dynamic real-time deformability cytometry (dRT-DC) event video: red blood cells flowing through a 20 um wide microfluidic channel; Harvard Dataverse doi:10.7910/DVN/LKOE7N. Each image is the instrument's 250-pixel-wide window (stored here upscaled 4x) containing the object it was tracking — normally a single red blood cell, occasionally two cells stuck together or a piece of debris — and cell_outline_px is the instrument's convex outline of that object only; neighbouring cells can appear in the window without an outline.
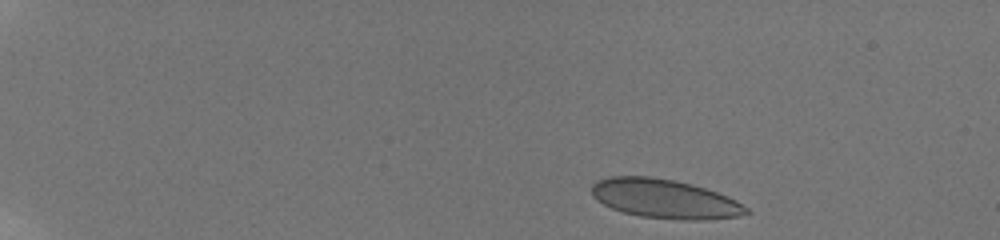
{"species": "human", "species_latin": "Homo sapiens", "temperature_condition": "room temperature", "stored_images_in_passage": 20, "camera_frame_rate_fps": 3000, "um_per_image_px": 0.085, "donor": {"sex": "male"}, "frame": {"image": 1, "passage_image": 1, "time_ms": 0.0, "image_size_px": [1000, 240], "cell_outline_px": [[752, 212], [740, 216], [704, 220], [680, 220], [640, 216], [624, 212], [612, 208], [596, 200], [592, 196], [592, 184], [596, 180], [608, 176], [648, 176], [672, 180], [692, 184], [716, 192], [736, 200], [748, 208]], "centroid_in_image_um": [56.49, 16.9], "position_along_channel_um": 28.5, "area_um2": 35.26}}
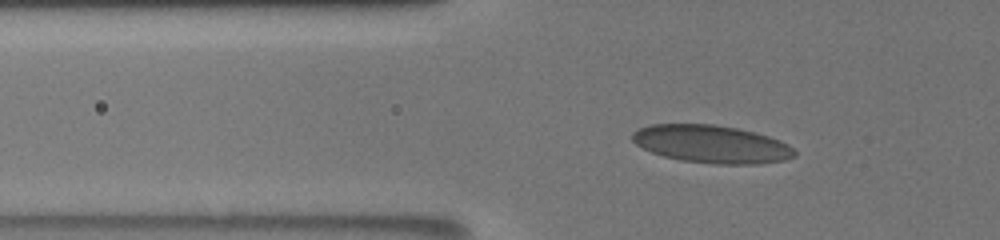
{"frame": {"image": 2, "passage_image": 10, "time_ms": 4.0, "image_size_px": [1000, 240], "cell_outline_px": [[796, 156], [784, 160], [760, 164], [712, 164], [680, 160], [664, 156], [652, 152], [636, 144], [632, 140], [632, 132], [640, 128], [652, 124], [716, 124], [756, 132], [780, 140], [788, 144], [796, 152]], "centroid_in_image_um": [60.5, 12.25], "position_along_channel_um": 65.3, "area_um2": 35.84}}
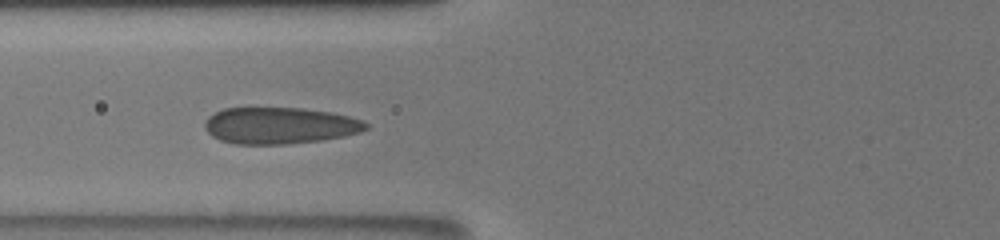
{"frame": {"image": 3, "passage_image": 14, "time_ms": 5.333, "image_size_px": [1000, 240], "cell_outline_px": [[368, 128], [360, 132], [344, 136], [320, 140], [284, 144], [236, 144], [220, 140], [212, 136], [204, 128], [204, 124], [208, 116], [224, 108], [304, 108], [332, 112], [364, 120], [368, 124]], "centroid_in_image_um": [23.78, 10.67], "position_along_channel_um": 102.0, "area_um2": 34.39}}